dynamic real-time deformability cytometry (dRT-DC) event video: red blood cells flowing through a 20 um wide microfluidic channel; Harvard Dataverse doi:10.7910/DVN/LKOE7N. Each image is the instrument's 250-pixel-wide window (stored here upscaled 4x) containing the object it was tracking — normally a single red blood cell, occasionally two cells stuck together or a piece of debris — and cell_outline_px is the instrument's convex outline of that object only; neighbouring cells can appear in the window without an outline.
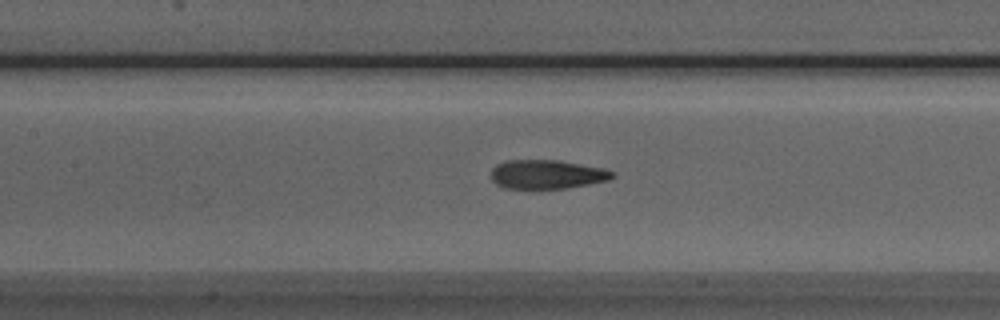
{"species": "Egyptian fruit bat (a non-hibernating species)", "species_latin": "Rousettus aegyptiacus", "temperature_condition": "room temperature", "stored_images_in_passage": 33, "camera_frame_rate_fps": 3000, "um_per_image_px": 0.085, "animal": {"sex": "male"}, "frame": {"image": 1, "passage_image": 16, "time_ms": 5.0, "image_size_px": [1000, 320], "cell_outline_px": [[616, 176], [608, 180], [568, 188], [504, 188], [496, 184], [492, 180], [492, 168], [496, 164], [504, 160], [560, 160], [604, 168], [612, 172]], "centroid_in_image_um": [46.48, 14.81], "position_along_channel_um": 160.9, "area_um2": 20.52}}
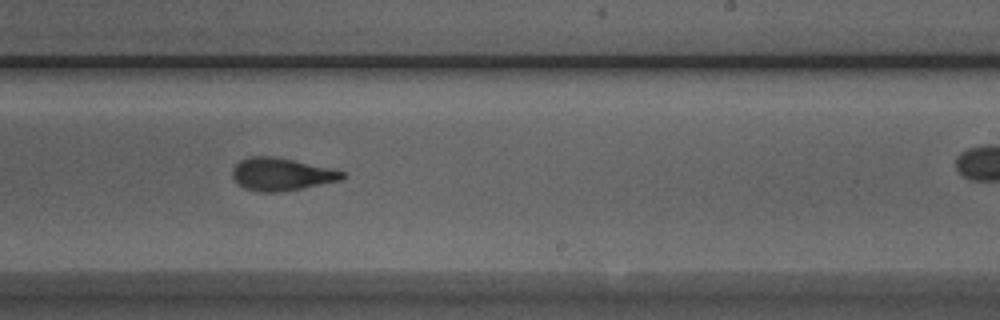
{"frame": {"image": 2, "passage_image": 24, "time_ms": 7.667, "image_size_px": [1000, 320], "cell_outline_px": [[348, 176], [340, 180], [280, 192], [256, 192], [244, 188], [236, 184], [232, 176], [232, 168], [240, 160], [248, 156], [272, 156], [336, 168], [344, 172]], "centroid_in_image_um": [23.91, 14.8], "position_along_channel_um": 265.1, "area_um2": 21.21}}
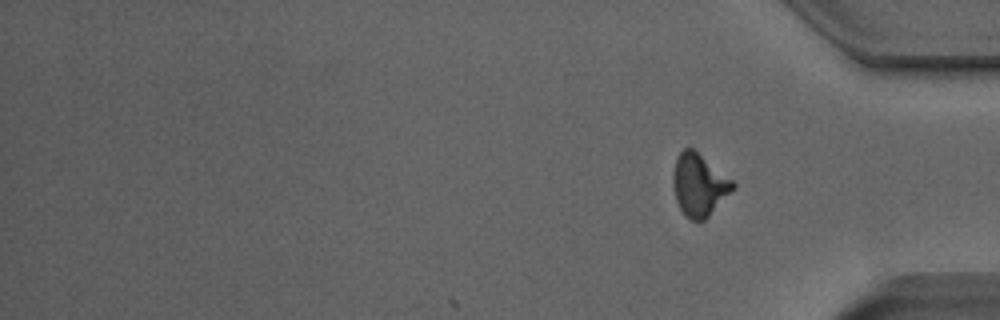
{"frame": {"image": 3, "passage_image": 33, "time_ms": 10.667, "image_size_px": [1000, 320], "cell_outline_px": [[736, 188], [704, 220], [688, 220], [684, 216], [676, 200], [672, 184], [672, 172], [676, 156], [684, 148], [692, 148], [732, 180], [736, 184]], "centroid_in_image_um": [59.4, 15.73], "position_along_channel_um": 375.8, "area_um2": 21.73}, "authors_computed_cell_mechanics": {"area_um2": 21.097, "velocity_mm_per_s": 3.9177, "shape_relaxation_time_tau1_ms": 3.8522, "shape_relaxation_time_tau2_ms": 1.6847, "deformation_change_tau1": 0.19, "deformation_change_tau2": 0.1067}}